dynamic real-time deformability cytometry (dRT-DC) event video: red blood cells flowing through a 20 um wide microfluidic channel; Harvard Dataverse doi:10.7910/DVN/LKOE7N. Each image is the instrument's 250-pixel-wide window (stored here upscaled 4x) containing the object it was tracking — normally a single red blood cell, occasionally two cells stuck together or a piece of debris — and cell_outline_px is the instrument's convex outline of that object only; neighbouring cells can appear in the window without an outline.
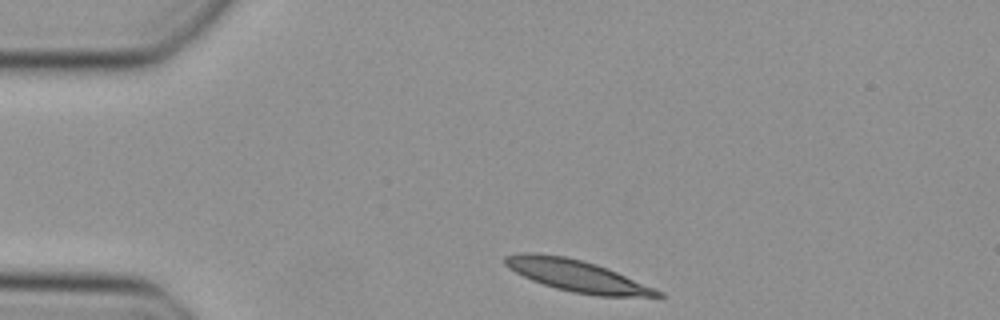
{"species": "Egyptian fruit bat (a non-hibernating species)", "species_latin": "Rousettus aegyptiacus", "temperature_condition": "cold", "stored_images_in_passage": 40, "camera_frame_rate_fps": 3000, "um_per_image_px": 0.085, "animal": {"sex": "female"}, "frame": {"image": 1, "passage_image": 1, "time_ms": 0.0, "image_size_px": [1000, 320], "cell_outline_px": [[664, 296], [596, 296], [572, 292], [556, 288], [532, 280], [508, 268], [504, 264], [504, 256], [520, 252], [536, 252], [564, 256], [596, 264], [608, 268], [664, 292]], "centroid_in_image_um": [49.01, 23.43], "position_along_channel_um": 36.0, "area_um2": 28.03}}
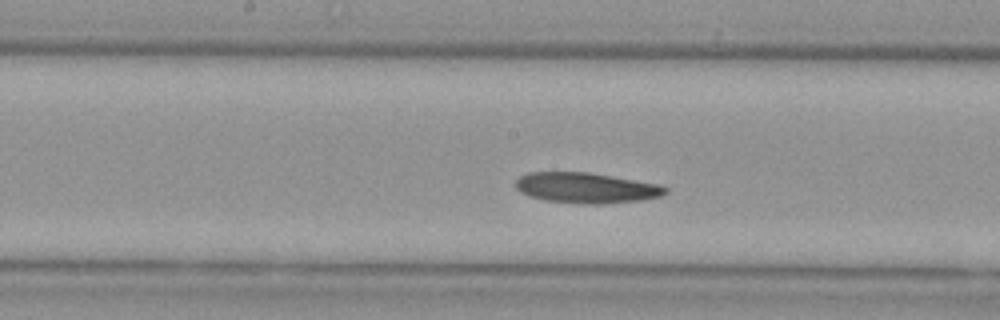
{"frame": {"image": 2, "passage_image": 16, "time_ms": 5.0, "image_size_px": [1000, 320], "cell_outline_px": [[668, 192], [660, 196], [644, 200], [604, 204], [588, 204], [544, 200], [528, 196], [520, 192], [516, 188], [516, 180], [520, 176], [528, 172], [588, 172], [660, 184], [668, 188]], "centroid_in_image_um": [49.84, 15.97], "position_along_channel_um": 198.4, "area_um2": 26.76}}
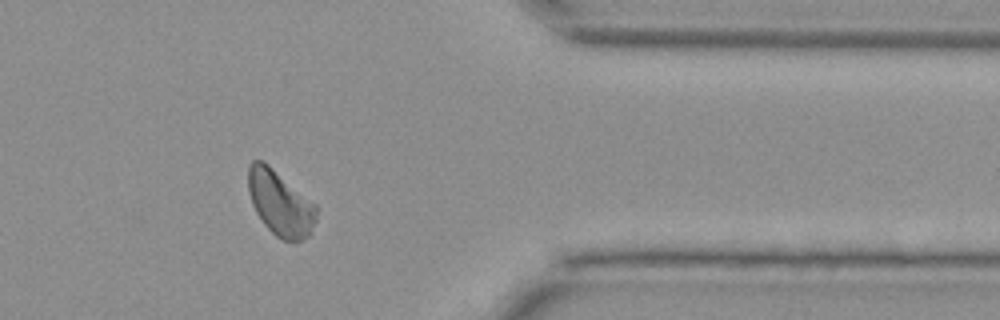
{"frame": {"image": 3, "passage_image": 31, "time_ms": 10.0, "image_size_px": [1000, 320], "cell_outline_px": [[316, 220], [308, 236], [300, 240], [284, 240], [276, 236], [264, 224], [256, 212], [252, 204], [248, 192], [248, 164], [252, 160], [264, 160], [316, 204]], "centroid_in_image_um": [23.79, 17.23], "position_along_channel_um": 387.6, "area_um2": 25.78}}